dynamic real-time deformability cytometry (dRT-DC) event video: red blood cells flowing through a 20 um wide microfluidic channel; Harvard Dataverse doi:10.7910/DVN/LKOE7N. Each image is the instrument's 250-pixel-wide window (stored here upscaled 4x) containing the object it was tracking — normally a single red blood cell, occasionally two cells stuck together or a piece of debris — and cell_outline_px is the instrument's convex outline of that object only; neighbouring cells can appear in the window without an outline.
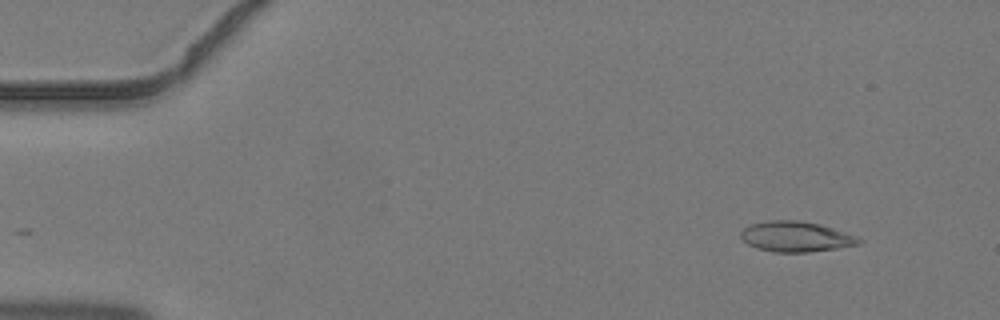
{"species": "common noctule bat (a hibernating species)", "species_latin": "Nyctalus noctula", "temperature_condition": "warm", "stored_images_in_passage": 3, "camera_frame_rate_fps": 3000, "um_per_image_px": 0.085, "animal": {"sex": "male", "body_mass_g": 19.2, "forearm_length_mm": 51.8}, "frame": {"image": 1, "passage_image": 1, "time_ms": 0.0, "image_size_px": [1000, 320], "cell_outline_px": [[864, 240], [860, 244], [836, 248], [808, 252], [772, 252], [756, 248], [748, 244], [740, 236], [740, 232], [744, 228], [752, 224], [768, 220], [800, 220], [820, 224], [844, 232]], "centroid_in_image_um": [67.63, 20.11], "position_along_channel_um": 17.4, "area_um2": 20.81}}